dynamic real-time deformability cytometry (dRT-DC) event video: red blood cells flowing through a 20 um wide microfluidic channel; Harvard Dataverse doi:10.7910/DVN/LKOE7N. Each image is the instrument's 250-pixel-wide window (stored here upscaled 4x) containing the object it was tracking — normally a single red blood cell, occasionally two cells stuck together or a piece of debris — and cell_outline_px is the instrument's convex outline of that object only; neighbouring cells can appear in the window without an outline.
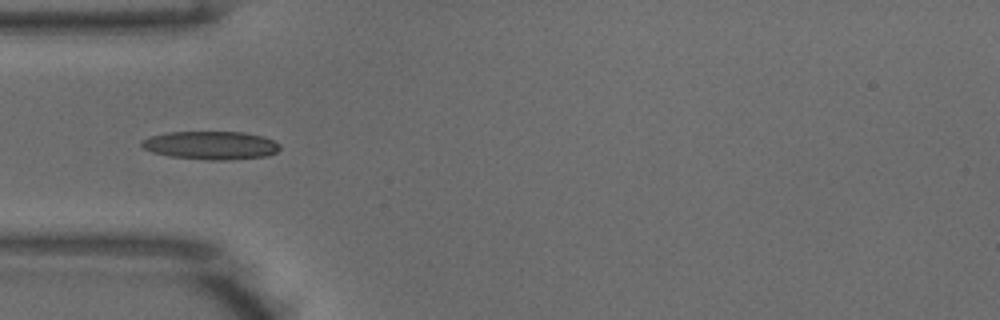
{"species": "common noctule bat (a hibernating species)", "species_latin": "Nyctalus noctula", "temperature_condition": "warm", "stored_images_in_passage": 22, "camera_frame_rate_fps": 3000, "um_per_image_px": 0.085, "animal": {"sex": "male", "body_mass_g": 18.8}, "frame": {"image": 1, "passage_image": 1, "time_ms": 0.0, "image_size_px": [1000, 320], "cell_outline_px": [[280, 148], [276, 152], [268, 156], [228, 160], [208, 160], [168, 156], [152, 152], [144, 148], [140, 144], [140, 140], [148, 136], [168, 132], [244, 132], [264, 136], [280, 144]], "centroid_in_image_um": [17.91, 12.35], "position_along_channel_um": 67.1, "area_um2": 23.0}}
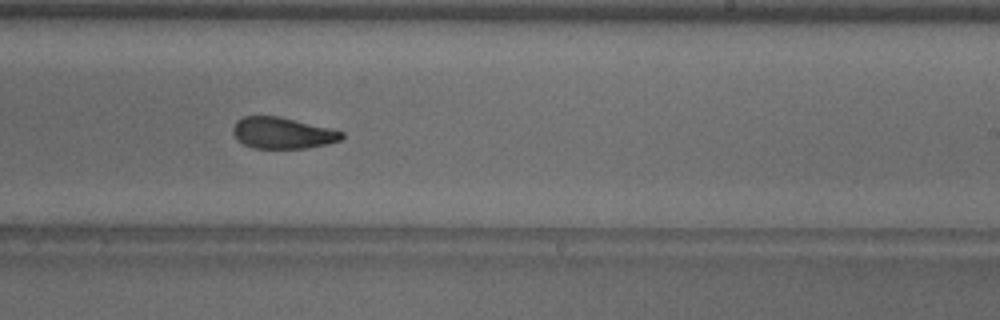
{"frame": {"image": 2, "passage_image": 16, "time_ms": 5.0, "image_size_px": [1000, 320], "cell_outline_px": [[344, 136], [340, 140], [328, 144], [308, 148], [252, 148], [236, 140], [232, 132], [232, 128], [236, 120], [244, 116], [280, 116], [332, 128], [344, 132]], "centroid_in_image_um": [24.01, 11.3], "position_along_channel_um": 265.0, "area_um2": 20.17}}
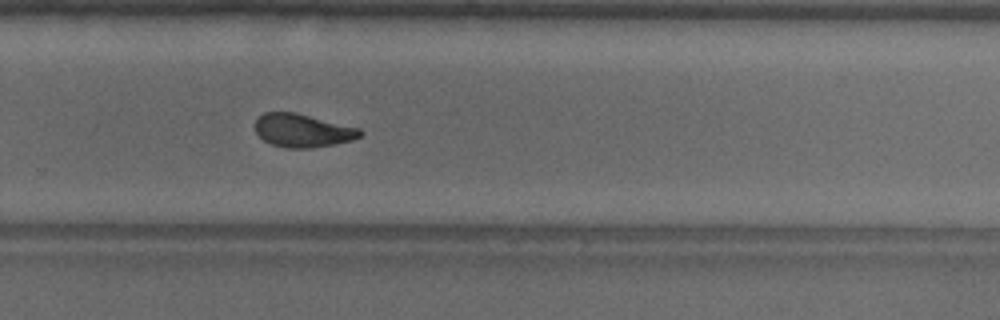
{"frame": {"image": 3, "passage_image": 19, "time_ms": 6.0, "image_size_px": [1000, 320], "cell_outline_px": [[364, 132], [360, 136], [352, 140], [312, 148], [284, 148], [272, 144], [264, 140], [256, 132], [256, 120], [264, 112], [296, 112], [360, 128]], "centroid_in_image_um": [25.74, 11.09], "position_along_channel_um": 304.1, "area_um2": 20.29}}